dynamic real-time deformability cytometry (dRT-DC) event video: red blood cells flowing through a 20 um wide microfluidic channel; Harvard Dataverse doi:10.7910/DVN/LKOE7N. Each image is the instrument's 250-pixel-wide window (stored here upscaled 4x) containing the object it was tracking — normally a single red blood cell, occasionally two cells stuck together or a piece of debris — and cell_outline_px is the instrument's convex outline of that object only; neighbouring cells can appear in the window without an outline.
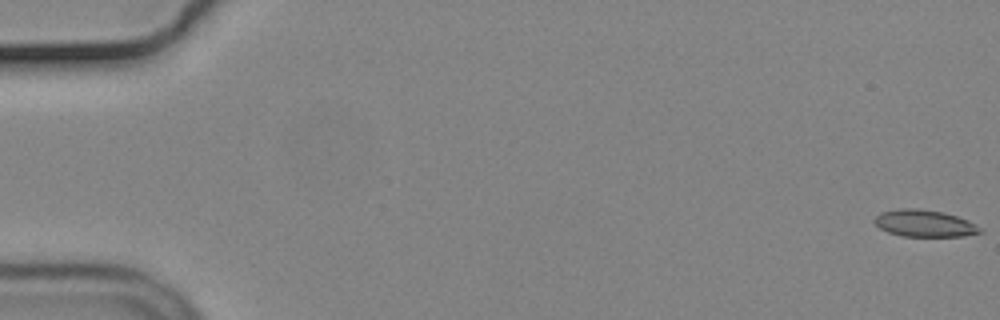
{"species": "common noctule bat (a hibernating species)", "species_latin": "Nyctalus noctula", "temperature_condition": "cold", "stored_images_in_passage": 21, "camera_frame_rate_fps": 3000, "um_per_image_px": 0.085, "animal": {"sex": "male", "body_mass_g": 19.2, "forearm_length_mm": 51.8}, "frame": {"image": 1, "passage_image": 1, "time_ms": 0.0, "image_size_px": [1000, 320], "cell_outline_px": [[984, 232], [964, 236], [900, 236], [888, 232], [880, 228], [872, 220], [880, 212], [900, 208], [916, 208], [944, 212], [968, 220], [976, 224]], "centroid_in_image_um": [78.57, 18.98], "position_along_channel_um": 6.4, "area_um2": 16.65}}
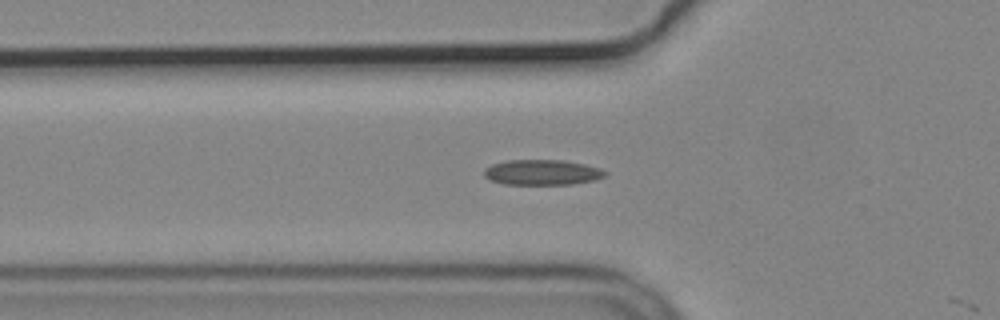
{"frame": {"image": 2, "passage_image": 20, "time_ms": 6.333, "image_size_px": [1000, 320], "cell_outline_px": [[608, 172], [604, 176], [596, 180], [572, 184], [504, 184], [488, 180], [484, 176], [484, 168], [492, 164], [508, 160], [564, 160], [584, 164], [600, 168]], "centroid_in_image_um": [46.07, 14.65], "position_along_channel_um": 79.7, "area_um2": 17.98}}